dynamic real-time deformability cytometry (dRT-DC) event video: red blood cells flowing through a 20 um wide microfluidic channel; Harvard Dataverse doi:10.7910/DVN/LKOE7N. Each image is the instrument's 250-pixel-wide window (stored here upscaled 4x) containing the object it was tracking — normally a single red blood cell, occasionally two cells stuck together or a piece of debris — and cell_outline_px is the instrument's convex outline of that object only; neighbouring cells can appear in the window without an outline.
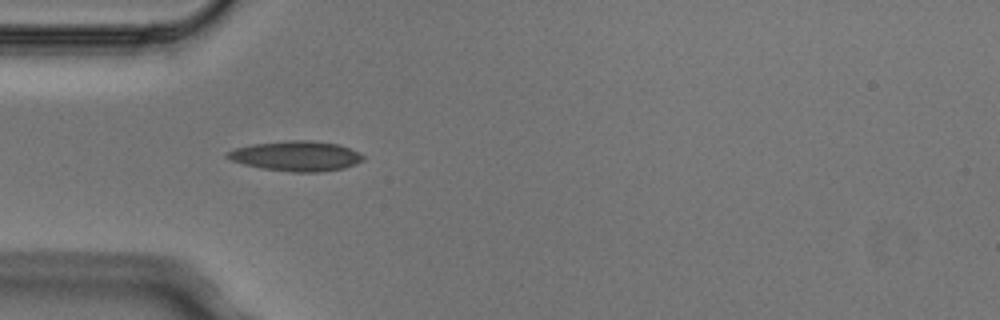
{"species": "Egyptian fruit bat (a non-hibernating species)", "species_latin": "Rousettus aegyptiacus", "temperature_condition": "cold", "stored_images_in_passage": 5, "camera_frame_rate_fps": 3000, "um_per_image_px": 0.085, "animal": {"sex": "male"}, "frame": {"image": 1, "passage_image": 4, "time_ms": 1.0, "image_size_px": [1000, 320], "cell_outline_px": [[364, 160], [356, 164], [344, 168], [316, 172], [292, 172], [260, 168], [244, 164], [232, 160], [224, 156], [224, 152], [236, 148], [252, 144], [288, 140], [308, 140], [336, 144], [360, 152], [364, 156]], "centroid_in_image_um": [25.16, 13.26], "position_along_channel_um": 59.8, "area_um2": 23.76}}
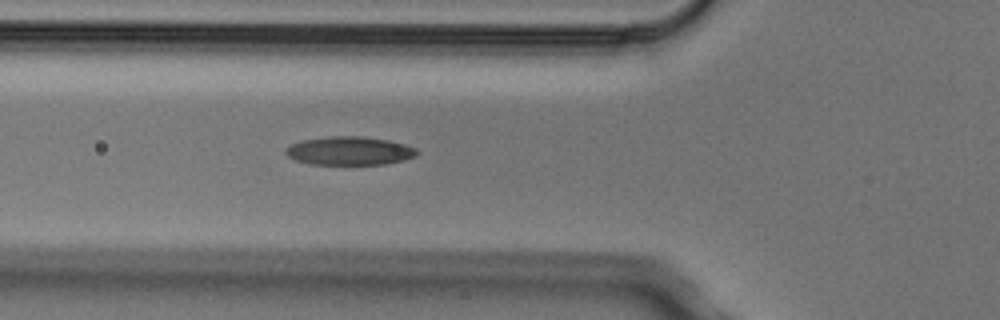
{"frame": {"image": 2, "passage_image": 5, "time_ms": 1.333, "image_size_px": [1000, 320], "cell_outline_px": [[420, 152], [416, 156], [404, 160], [384, 164], [312, 164], [296, 160], [288, 156], [284, 152], [284, 148], [300, 140], [332, 136], [360, 136], [388, 140], [404, 144], [416, 148]], "centroid_in_image_um": [29.71, 12.82], "position_along_channel_um": 96.1, "area_um2": 21.79}}